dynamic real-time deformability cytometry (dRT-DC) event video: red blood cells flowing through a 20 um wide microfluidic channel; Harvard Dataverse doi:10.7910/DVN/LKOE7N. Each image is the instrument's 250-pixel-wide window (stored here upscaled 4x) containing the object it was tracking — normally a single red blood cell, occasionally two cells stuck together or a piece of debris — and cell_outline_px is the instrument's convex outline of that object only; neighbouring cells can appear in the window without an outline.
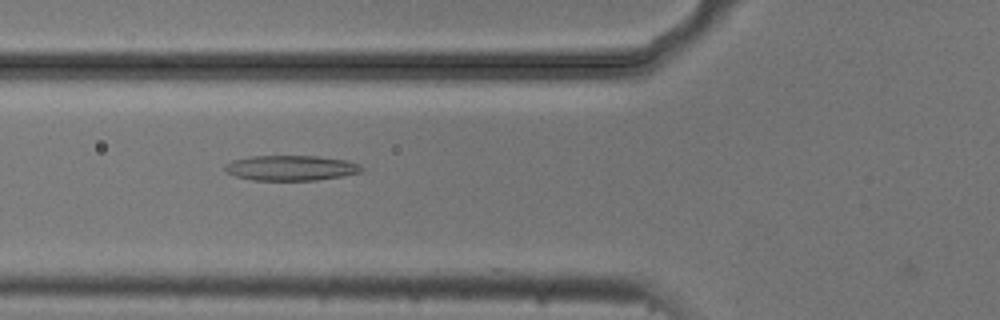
{"species": "common noctule bat (a hibernating species)", "species_latin": "Nyctalus noctula", "temperature_condition": "cold", "stored_images_in_passage": 37, "camera_frame_rate_fps": 3000, "um_per_image_px": 0.085, "animal": {"sex": "male", "body_mass_g": 20.5, "forearm_length_mm": 52.5}, "frame": {"image": 1, "passage_image": 3, "time_ms": 0.667, "image_size_px": [1000, 320], "cell_outline_px": [[364, 172], [316, 180], [252, 180], [236, 176], [224, 172], [224, 164], [232, 160], [252, 156], [320, 156], [344, 160], [360, 164], [364, 168]], "centroid_in_image_um": [24.72, 14.27], "position_along_channel_um": 101.1, "area_um2": 20.17}}
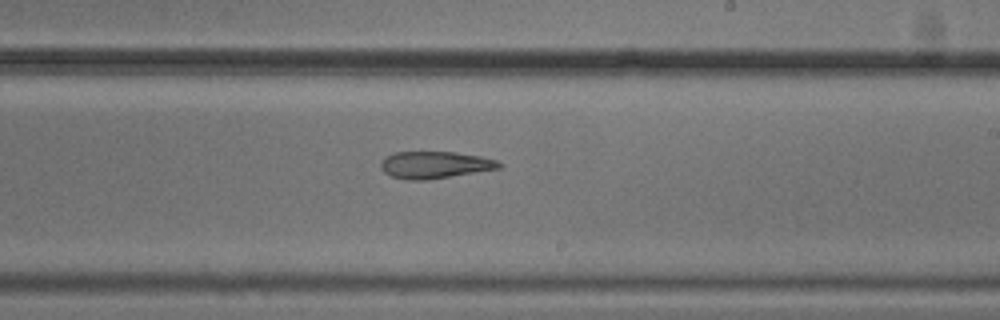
{"frame": {"image": 2, "passage_image": 15, "time_ms": 4.667, "image_size_px": [1000, 320], "cell_outline_px": [[504, 164], [500, 168], [428, 180], [408, 180], [392, 176], [384, 172], [380, 168], [380, 164], [384, 156], [392, 152], [456, 152], [480, 156], [496, 160]], "centroid_in_image_um": [36.93, 14.01], "position_along_channel_um": 252.1, "area_um2": 18.73}}
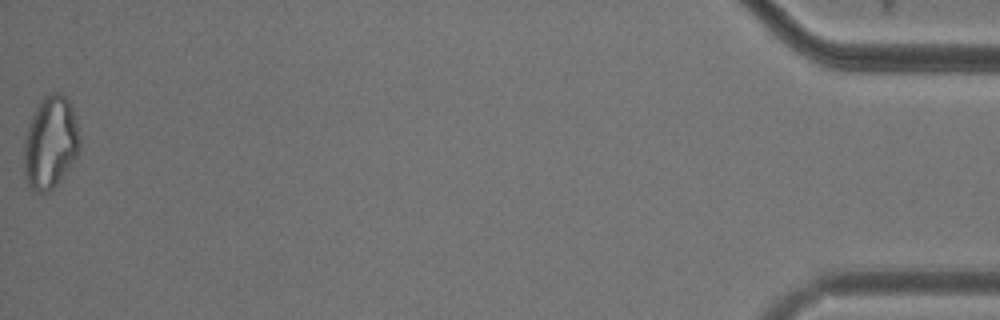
{"frame": {"image": 3, "passage_image": 37, "time_ms": 12.0, "image_size_px": [1000, 320], "cell_outline_px": [[80, 148], [76, 156], [68, 168], [56, 184], [48, 192], [36, 192], [28, 184], [24, 172], [24, 144], [28, 124], [36, 104], [44, 96], [52, 92], [60, 92], [68, 100], [72, 108], [80, 136]], "centroid_in_image_um": [4.27, 12.08], "position_along_channel_um": 430.9, "area_um2": 29.94}}